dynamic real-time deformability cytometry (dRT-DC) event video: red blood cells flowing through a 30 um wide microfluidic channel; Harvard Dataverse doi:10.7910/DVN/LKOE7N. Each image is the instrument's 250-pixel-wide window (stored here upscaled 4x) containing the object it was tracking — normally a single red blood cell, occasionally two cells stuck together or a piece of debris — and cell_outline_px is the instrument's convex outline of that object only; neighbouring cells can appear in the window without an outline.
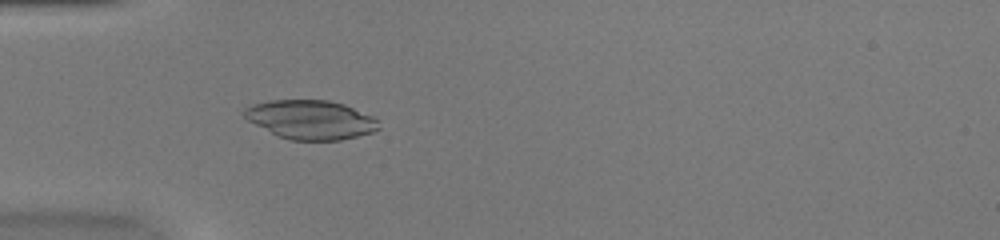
{"species": "common noctule bat (a hibernating species)", "species_latin": "Nyctalus noctula", "temperature_condition": "warm", "stored_images_in_passage": 51, "camera_frame_rate_fps": 3000, "um_per_image_px": 0.085, "animal": {"sex": "female", "body_mass_g": 20.0, "forearm_length_mm": 54.0}, "frame": {"image": 1, "passage_image": 16, "time_ms": 5.0, "image_size_px": [1000, 240], "cell_outline_px": [[380, 128], [372, 132], [340, 140], [292, 140], [280, 136], [248, 120], [240, 112], [244, 108], [252, 104], [268, 100], [328, 100], [344, 104], [372, 116], [376, 120]], "centroid_in_image_um": [26.38, 10.15], "position_along_channel_um": 58.6, "area_um2": 30.29}}
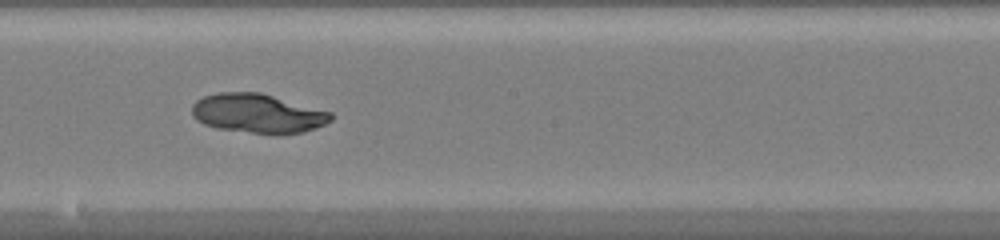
{"frame": {"image": 2, "passage_image": 29, "time_ms": 9.333, "image_size_px": [1000, 240], "cell_outline_px": [[332, 120], [316, 128], [300, 132], [252, 132], [216, 128], [204, 124], [196, 120], [192, 116], [192, 104], [196, 100], [204, 96], [220, 92], [260, 92], [332, 112]], "centroid_in_image_um": [21.87, 9.61], "position_along_channel_um": 226.3, "area_um2": 31.21}}
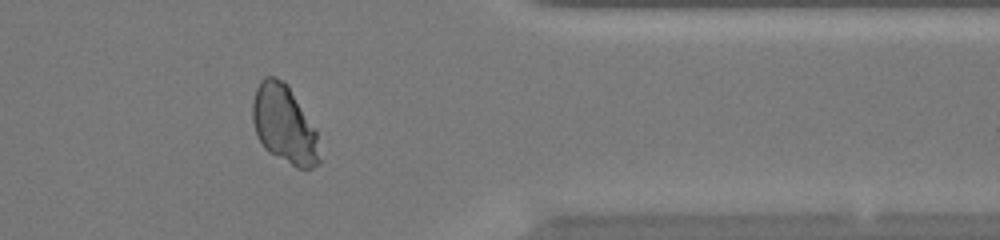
{"frame": {"image": 3, "passage_image": 42, "time_ms": 13.667, "image_size_px": [1000, 240], "cell_outline_px": [[320, 164], [312, 168], [296, 168], [268, 152], [264, 148], [256, 132], [252, 120], [252, 104], [256, 88], [260, 80], [264, 76], [276, 76], [284, 80], [288, 84], [316, 132], [320, 160]], "centroid_in_image_um": [24.14, 10.56], "position_along_channel_um": 387.3, "area_um2": 30.46}}